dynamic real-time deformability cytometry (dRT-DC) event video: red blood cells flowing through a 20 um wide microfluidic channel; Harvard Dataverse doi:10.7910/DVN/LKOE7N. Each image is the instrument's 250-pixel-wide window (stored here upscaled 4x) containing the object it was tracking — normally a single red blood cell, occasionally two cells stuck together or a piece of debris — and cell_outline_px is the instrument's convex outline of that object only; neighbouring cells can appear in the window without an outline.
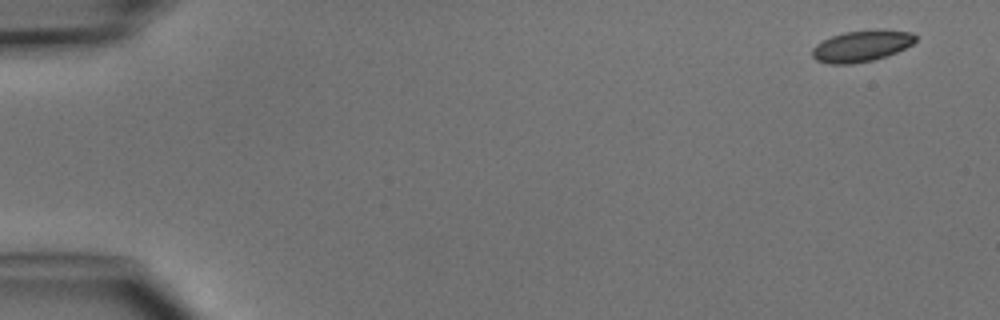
{"species": "common noctule bat (a hibernating species)", "species_latin": "Nyctalus noctula", "temperature_condition": "cold", "stored_images_in_passage": 5, "camera_frame_rate_fps": 3000, "um_per_image_px": 0.085, "animal": {"sex": "male", "body_mass_g": 15.6}, "frame": {"image": 1, "passage_image": 1, "time_ms": 0.0, "image_size_px": [1000, 320], "cell_outline_px": [[916, 40], [912, 44], [888, 56], [872, 60], [852, 64], [828, 64], [816, 60], [812, 56], [812, 48], [816, 44], [832, 36], [844, 32], [880, 28], [912, 32], [916, 36]], "centroid_in_image_um": [73.24, 3.9], "position_along_channel_um": 11.8, "area_um2": 19.07}}
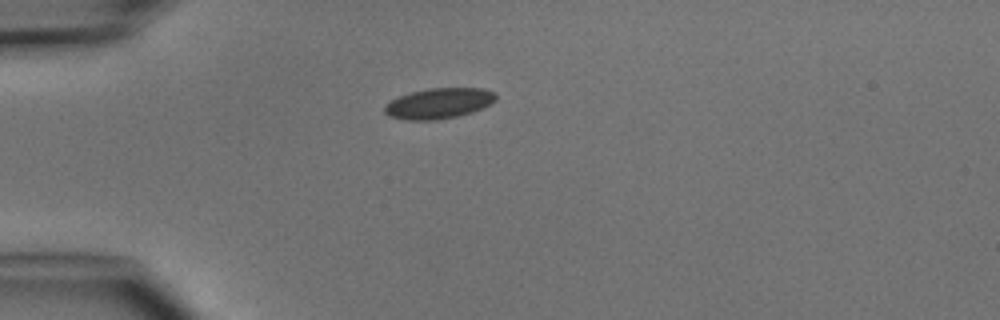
{"frame": {"image": 2, "passage_image": 4, "time_ms": 3.667, "image_size_px": [1000, 320], "cell_outline_px": [[496, 100], [484, 108], [472, 112], [456, 116], [436, 120], [408, 120], [388, 116], [384, 112], [384, 108], [392, 100], [400, 96], [412, 92], [428, 88], [484, 88], [496, 92]], "centroid_in_image_um": [37.35, 8.78], "position_along_channel_um": 47.7, "area_um2": 19.77}}